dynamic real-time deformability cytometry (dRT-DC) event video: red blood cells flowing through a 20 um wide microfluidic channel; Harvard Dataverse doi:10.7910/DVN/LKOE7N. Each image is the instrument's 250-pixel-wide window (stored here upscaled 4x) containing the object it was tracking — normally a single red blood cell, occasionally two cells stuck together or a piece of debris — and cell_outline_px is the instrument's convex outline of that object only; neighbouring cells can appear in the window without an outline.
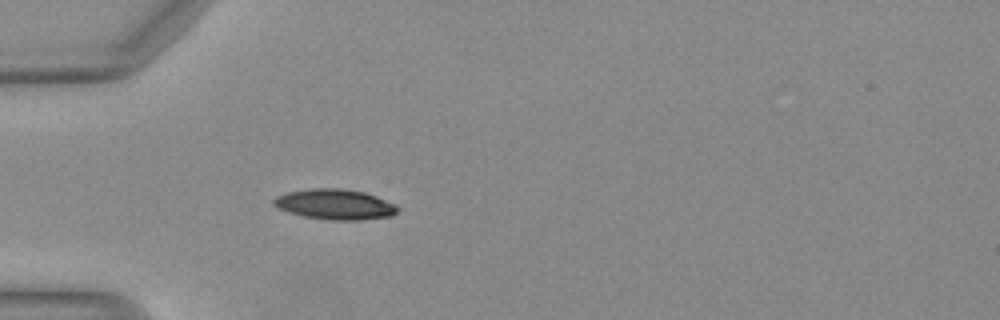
{"species": "Egyptian fruit bat (a non-hibernating species)", "species_latin": "Rousettus aegyptiacus", "temperature_condition": "warm", "stored_images_in_passage": 33, "camera_frame_rate_fps": 3000, "um_per_image_px": 0.085, "animal": {"sex": "female"}, "frame": {"image": 1, "passage_image": 1, "time_ms": 0.0, "image_size_px": [1000, 320], "cell_outline_px": [[400, 208], [392, 216], [360, 220], [332, 220], [304, 216], [288, 212], [272, 204], [272, 200], [276, 196], [288, 192], [308, 188], [344, 188], [364, 192], [376, 196], [396, 204]], "centroid_in_image_um": [28.49, 17.36], "position_along_channel_um": 56.5, "area_um2": 22.02}}
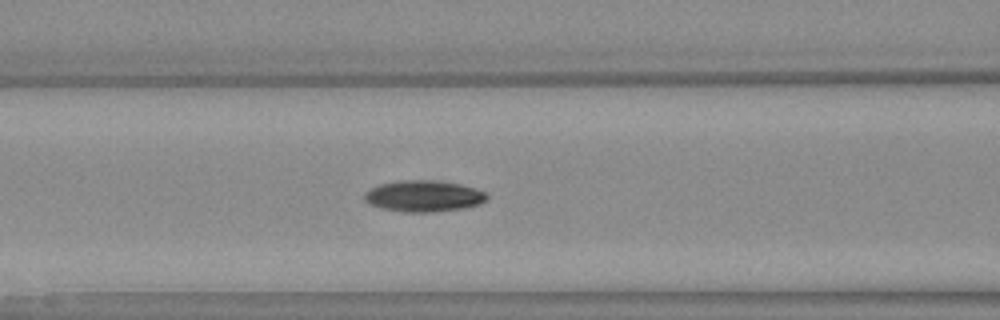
{"frame": {"image": 2, "passage_image": 7, "time_ms": 2.0, "image_size_px": [1000, 320], "cell_outline_px": [[488, 200], [480, 204], [464, 208], [432, 212], [404, 212], [380, 208], [364, 200], [364, 192], [380, 184], [400, 180], [432, 180], [460, 184], [484, 192], [488, 196]], "centroid_in_image_um": [36.01, 16.67], "position_along_channel_um": 130.6, "area_um2": 22.25}}
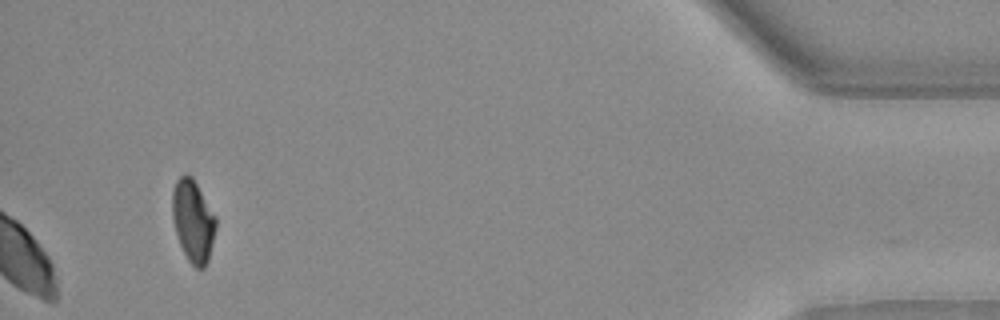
{"frame": {"image": 3, "passage_image": 33, "time_ms": 10.667, "image_size_px": [1000, 320], "cell_outline_px": [[216, 228], [208, 260], [204, 268], [196, 268], [188, 260], [180, 244], [176, 232], [172, 216], [172, 192], [176, 180], [184, 172], [192, 176], [216, 216]], "centroid_in_image_um": [16.41, 18.74], "position_along_channel_um": 418.8, "area_um2": 20.81}, "authors_computed_cell_mechanics": {"area_um2": 22.253, "velocity_mm_per_s": 4.1216, "shape_relaxation_time_tau1_ms": 7.2582, "shape_relaxation_time_tau2_ms": 4.2968, "deformation_change_tau1": 0.2034, "deformation_change_tau2": 0.0745}}